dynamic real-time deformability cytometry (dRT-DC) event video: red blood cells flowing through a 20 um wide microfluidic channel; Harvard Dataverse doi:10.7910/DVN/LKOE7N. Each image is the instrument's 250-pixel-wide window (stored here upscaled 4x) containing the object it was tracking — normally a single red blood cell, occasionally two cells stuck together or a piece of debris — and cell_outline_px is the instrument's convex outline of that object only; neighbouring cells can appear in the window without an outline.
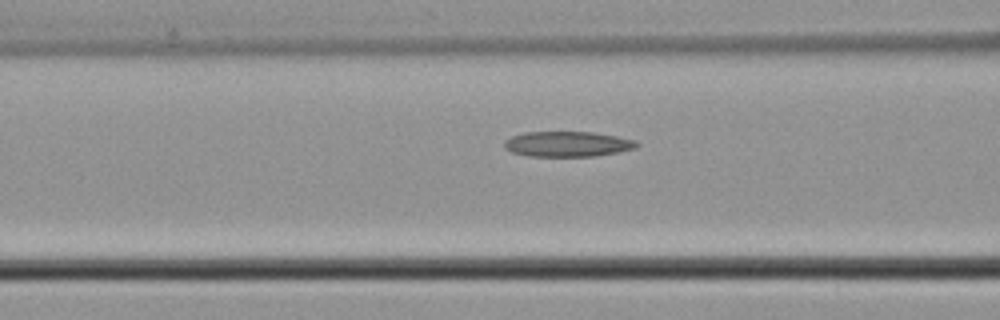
{"species": "common noctule bat (a hibernating species)", "species_latin": "Nyctalus noctula", "temperature_condition": "cold", "stored_images_in_passage": 18, "camera_frame_rate_fps": 3000, "um_per_image_px": 0.085, "animal": {"sex": "male", "body_mass_g": 21.5, "forearm_length_mm": 52.0}, "frame": {"image": 1, "passage_image": 16, "time_ms": 5.0, "image_size_px": [1000, 320], "cell_outline_px": [[640, 144], [636, 148], [616, 152], [592, 156], [528, 156], [512, 152], [504, 148], [504, 140], [512, 136], [524, 132], [592, 132], [616, 136], [636, 140]], "centroid_in_image_um": [48.22, 12.24], "position_along_channel_um": 118.4, "area_um2": 19.48}}